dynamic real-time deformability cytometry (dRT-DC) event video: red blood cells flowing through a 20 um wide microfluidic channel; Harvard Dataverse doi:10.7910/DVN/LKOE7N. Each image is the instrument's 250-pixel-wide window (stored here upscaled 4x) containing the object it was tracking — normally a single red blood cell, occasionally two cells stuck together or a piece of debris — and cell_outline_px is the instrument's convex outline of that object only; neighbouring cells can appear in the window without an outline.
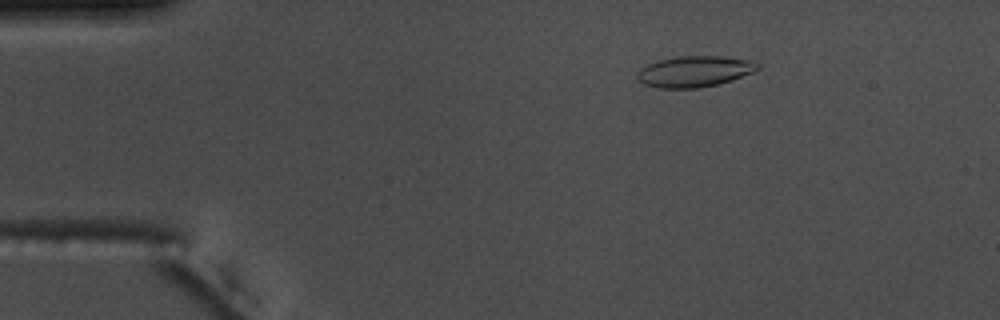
{"species": "common noctule bat (a hibernating species)", "species_latin": "Nyctalus noctula", "temperature_condition": "warm", "stored_images_in_passage": 46, "camera_frame_rate_fps": 3000, "um_per_image_px": 0.085, "animal": {"sex": "male", "body_mass_g": 17.5, "forearm_length_mm": 52.3}, "frame": {"image": 1, "passage_image": 1, "time_ms": 0.0, "image_size_px": [1000, 320], "cell_outline_px": [[760, 68], [752, 72], [732, 80], [716, 84], [696, 88], [660, 88], [644, 84], [636, 80], [636, 72], [640, 68], [648, 64], [660, 60], [680, 56], [720, 56], [752, 60], [760, 64]], "centroid_in_image_um": [59.01, 6.07], "position_along_channel_um": 26.0, "area_um2": 21.73}}
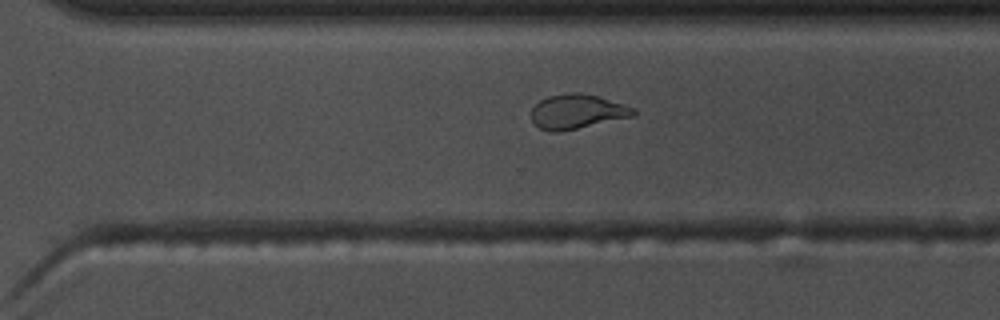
{"frame": {"image": 2, "passage_image": 30, "time_ms": 9.667, "image_size_px": [1000, 320], "cell_outline_px": [[636, 116], [560, 132], [552, 132], [540, 128], [532, 120], [532, 108], [540, 100], [548, 96], [572, 92], [580, 92], [596, 96], [624, 104], [636, 108]], "centroid_in_image_um": [49.09, 9.49], "position_along_channel_um": 321.5, "area_um2": 20.58}}
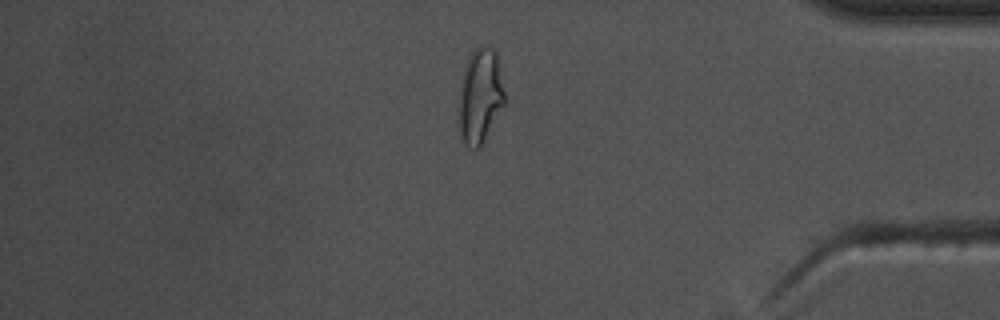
{"frame": {"image": 3, "passage_image": 38, "time_ms": 12.333, "image_size_px": [1000, 320], "cell_outline_px": [[504, 104], [480, 148], [468, 148], [464, 144], [460, 132], [460, 92], [464, 72], [468, 60], [472, 52], [480, 44], [488, 44], [496, 48], [504, 92]], "centroid_in_image_um": [40.84, 8.13], "position_along_channel_um": 394.4, "area_um2": 24.97}, "authors_computed_cell_mechanics": {"area_um2": 20.9525, "velocity_mm_per_s": 3.7567, "shape_relaxation_time_tau1_ms": 7.0579, "shape_relaxation_time_tau2_ms": 1.4559, "deformation_change_tau1": 0.2379, "deformation_change_tau2": 0.0867}}